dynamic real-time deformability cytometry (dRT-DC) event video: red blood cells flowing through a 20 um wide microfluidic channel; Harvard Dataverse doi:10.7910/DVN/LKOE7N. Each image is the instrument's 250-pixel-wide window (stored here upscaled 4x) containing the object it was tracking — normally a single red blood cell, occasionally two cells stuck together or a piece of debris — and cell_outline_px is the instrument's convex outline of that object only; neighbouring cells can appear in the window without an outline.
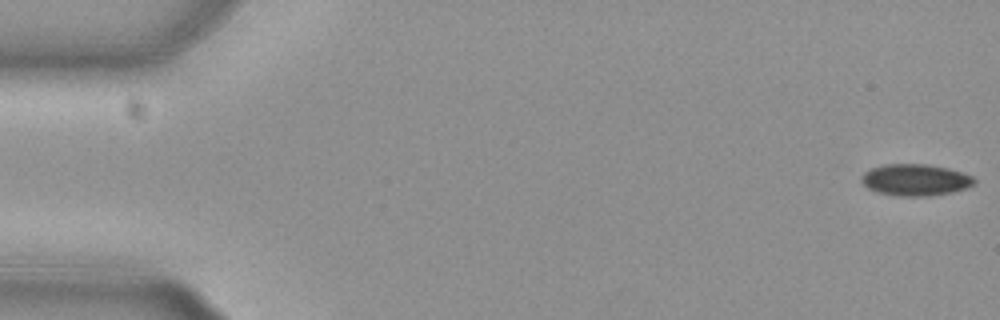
{"species": "common noctule bat (a hibernating species)", "species_latin": "Nyctalus noctula", "temperature_condition": "cold", "stored_images_in_passage": 20, "camera_frame_rate_fps": 3000, "um_per_image_px": 0.085, "animal": {"sex": "female", "body_mass_g": 29.2, "forearm_length_mm": 56.3}, "frame": {"image": 1, "passage_image": 1, "time_ms": 0.0, "image_size_px": [1000, 320], "cell_outline_px": [[976, 180], [972, 184], [964, 188], [948, 192], [928, 196], [900, 196], [876, 192], [868, 188], [860, 180], [864, 172], [872, 168], [884, 164], [928, 164], [948, 168], [972, 176]], "centroid_in_image_um": [77.76, 15.28], "position_along_channel_um": 7.2, "area_um2": 20.52}}
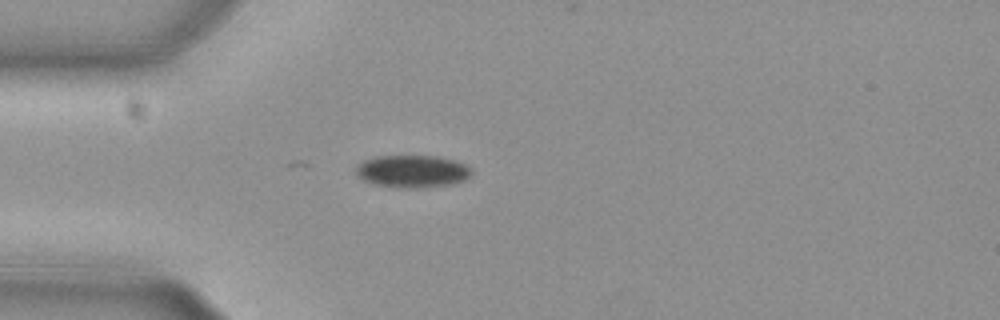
{"frame": {"image": 2, "passage_image": 15, "time_ms": 4.667, "image_size_px": [1000, 320], "cell_outline_px": [[472, 172], [464, 180], [452, 184], [416, 188], [392, 188], [372, 184], [364, 180], [356, 172], [356, 168], [364, 160], [376, 156], [436, 156], [452, 160], [464, 164], [472, 168]], "centroid_in_image_um": [35.04, 14.57], "position_along_channel_um": 50.0, "area_um2": 21.79}}